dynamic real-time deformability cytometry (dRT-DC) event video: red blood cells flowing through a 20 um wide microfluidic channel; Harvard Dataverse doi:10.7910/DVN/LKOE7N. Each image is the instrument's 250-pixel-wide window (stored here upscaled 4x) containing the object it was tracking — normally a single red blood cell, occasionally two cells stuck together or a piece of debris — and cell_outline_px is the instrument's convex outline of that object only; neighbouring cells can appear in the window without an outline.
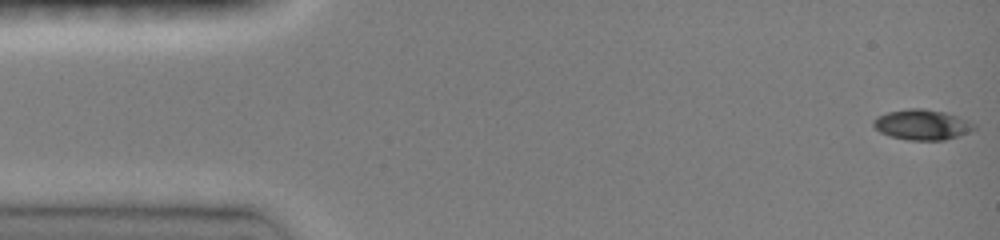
{"species": "common noctule bat (a hibernating species)", "species_latin": "Nyctalus noctula", "temperature_condition": "room temperature", "stored_images_in_passage": 47, "camera_frame_rate_fps": 3000, "um_per_image_px": 0.085, "animal": {"sex": "female", "body_mass_g": 19.0, "forearm_length_mm": 51.5}, "frame": {"image": 1, "passage_image": 1, "time_ms": 0.0, "image_size_px": [1000, 240], "cell_outline_px": [[976, 128], [968, 132], [944, 140], [908, 140], [892, 136], [880, 132], [872, 124], [872, 120], [876, 116], [888, 112], [908, 108], [924, 108], [944, 112], [968, 120], [976, 124]], "centroid_in_image_um": [78.36, 10.58], "position_along_channel_um": 6.6, "area_um2": 17.74}}
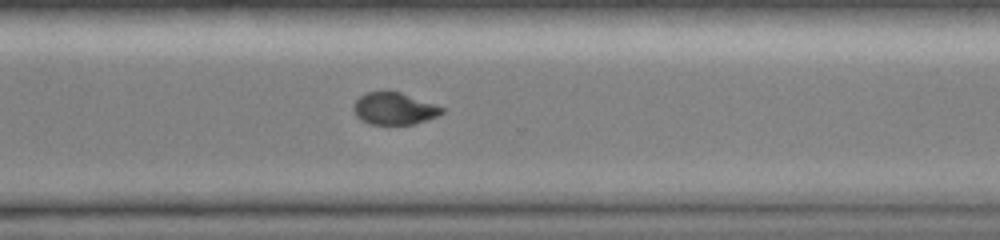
{"frame": {"image": 2, "passage_image": 34, "time_ms": 11.0, "image_size_px": [1000, 240], "cell_outline_px": [[444, 112], [436, 116], [412, 124], [368, 124], [360, 120], [356, 116], [352, 108], [352, 104], [360, 96], [368, 92], [384, 88], [400, 92], [444, 108]], "centroid_in_image_um": [33.42, 9.2], "position_along_channel_um": 337.2, "area_um2": 16.7}}
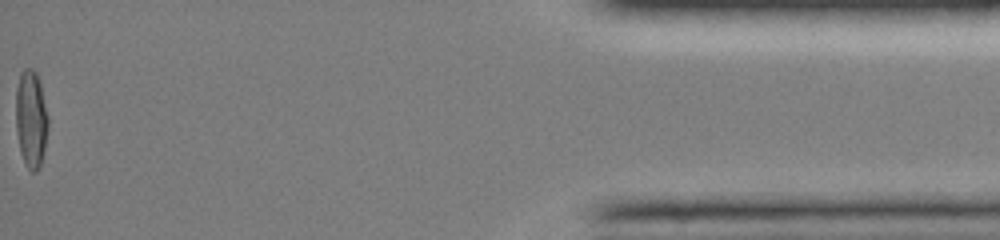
{"frame": {"image": 3, "passage_image": 47, "time_ms": 15.333, "image_size_px": [1000, 240], "cell_outline_px": [[48, 128], [44, 148], [40, 164], [36, 172], [32, 172], [28, 168], [20, 152], [16, 128], [16, 88], [20, 72], [24, 68], [32, 68], [36, 72], [40, 84], [48, 116]], "centroid_in_image_um": [2.63, 10.07], "position_along_channel_um": 432.6, "area_um2": 18.21}, "authors_computed_cell_mechanics": {"area_um2": 17.7446, "velocity_mm_per_s": 4.1243, "shape_relaxation_time_tau1_ms": 6.3415, "shape_relaxation_time_tau2_ms": 3.3258, "deformation_change_tau1": 0.2291, "deformation_change_tau2": 0.0558}}